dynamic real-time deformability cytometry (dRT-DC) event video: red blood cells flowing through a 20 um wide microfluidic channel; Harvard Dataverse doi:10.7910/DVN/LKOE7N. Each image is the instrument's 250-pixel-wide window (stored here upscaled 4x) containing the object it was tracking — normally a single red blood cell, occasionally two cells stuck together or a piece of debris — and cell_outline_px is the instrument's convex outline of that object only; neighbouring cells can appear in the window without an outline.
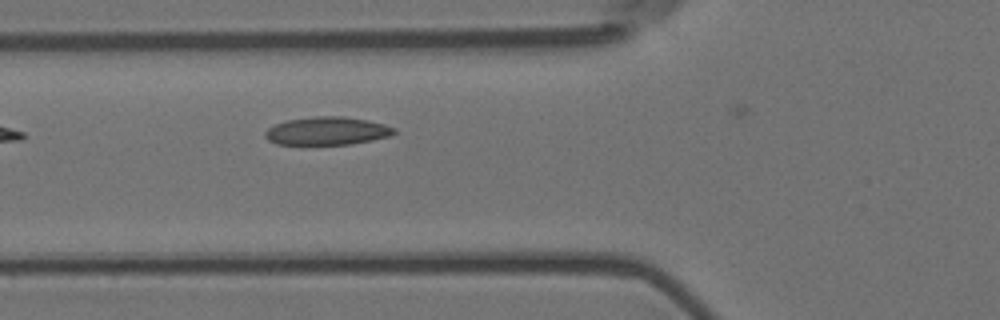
{"species": "Egyptian fruit bat (a non-hibernating species)", "species_latin": "Rousettus aegyptiacus", "temperature_condition": "room temperature", "stored_images_in_passage": 3, "camera_frame_rate_fps": 3000, "um_per_image_px": 0.085, "animal": {"sex": "female"}, "frame": {"image": 1, "passage_image": 3, "time_ms": 0.667, "image_size_px": [1000, 320], "cell_outline_px": [[396, 132], [388, 136], [372, 140], [352, 144], [276, 144], [268, 140], [264, 136], [264, 132], [268, 128], [276, 124], [288, 120], [312, 116], [344, 116], [368, 120], [384, 124], [396, 128]], "centroid_in_image_um": [27.8, 11.12], "position_along_channel_um": 98.0, "area_um2": 21.1}}